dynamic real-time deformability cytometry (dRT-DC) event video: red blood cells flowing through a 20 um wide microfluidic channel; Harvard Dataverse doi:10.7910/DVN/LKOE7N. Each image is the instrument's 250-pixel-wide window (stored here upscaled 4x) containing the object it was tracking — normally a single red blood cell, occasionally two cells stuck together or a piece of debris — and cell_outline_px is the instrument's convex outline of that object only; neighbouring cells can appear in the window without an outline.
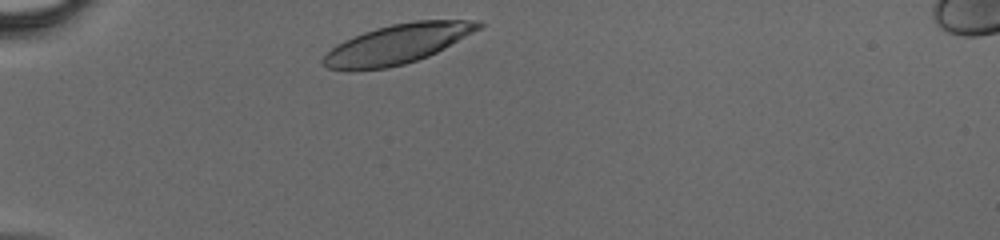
{"species": "human", "species_latin": "Homo sapiens", "temperature_condition": "cold", "stored_images_in_passage": 28, "camera_frame_rate_fps": 3000, "um_per_image_px": 0.085, "donor": {"sex": "male"}, "frame": {"image": 1, "passage_image": 1, "time_ms": 0.0, "image_size_px": [1000, 240], "cell_outline_px": [[484, 24], [480, 28], [444, 48], [428, 56], [404, 64], [388, 68], [348, 72], [328, 68], [320, 64], [320, 60], [336, 44], [344, 40], [364, 32], [376, 28], [392, 24], [416, 20], [476, 20]], "centroid_in_image_um": [33.7, 3.77], "position_along_channel_um": 51.3, "area_um2": 35.84}}
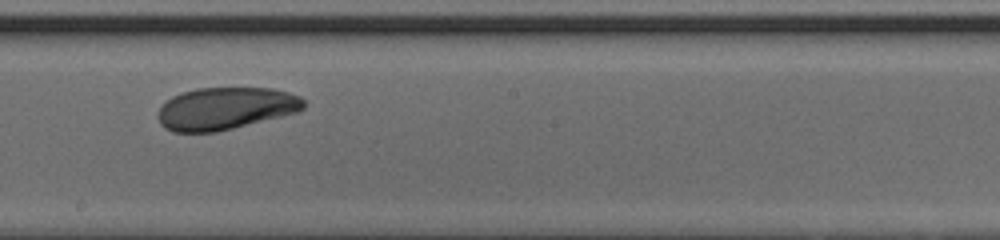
{"frame": {"image": 2, "passage_image": 15, "time_ms": 4.667, "image_size_px": [1000, 240], "cell_outline_px": [[304, 108], [296, 112], [216, 132], [172, 132], [164, 128], [160, 124], [156, 116], [160, 108], [172, 96], [196, 88], [272, 88], [288, 92], [300, 96], [304, 100]], "centroid_in_image_um": [19.13, 9.22], "position_along_channel_um": 229.1, "area_um2": 35.72}}
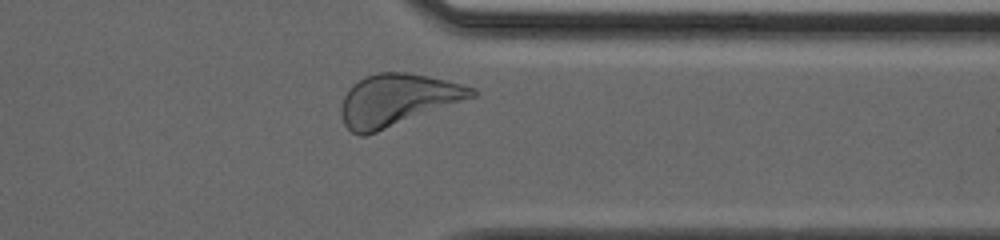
{"frame": {"image": 3, "passage_image": 25, "time_ms": 8.0, "image_size_px": [1000, 240], "cell_outline_px": [[480, 92], [476, 96], [376, 132], [364, 136], [360, 136], [352, 132], [344, 124], [340, 116], [340, 108], [344, 96], [364, 76], [376, 72], [404, 72], [444, 80], [476, 88]], "centroid_in_image_um": [33.76, 8.5], "position_along_channel_um": 377.6, "area_um2": 38.9}}